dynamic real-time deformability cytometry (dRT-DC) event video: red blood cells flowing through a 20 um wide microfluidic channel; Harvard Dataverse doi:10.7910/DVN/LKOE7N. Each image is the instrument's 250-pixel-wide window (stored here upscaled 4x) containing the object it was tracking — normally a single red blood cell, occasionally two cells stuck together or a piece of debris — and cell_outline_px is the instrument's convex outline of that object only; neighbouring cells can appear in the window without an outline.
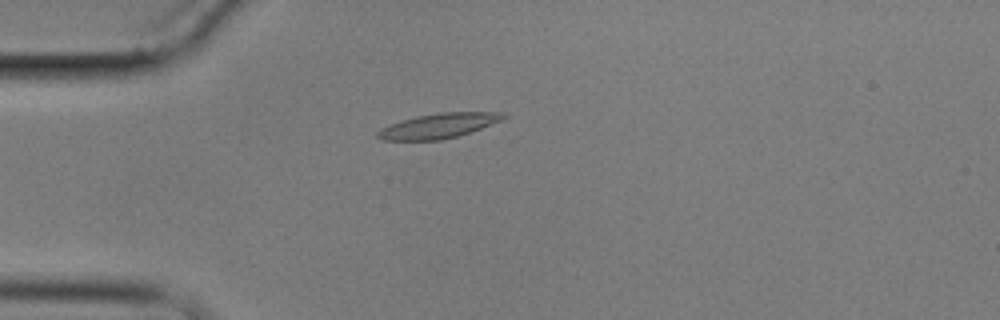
{"species": "common noctule bat (a hibernating species)", "species_latin": "Nyctalus noctula", "temperature_condition": "cold", "stored_images_in_passage": 6, "camera_frame_rate_fps": 3000, "um_per_image_px": 0.085, "animal": {"sex": "male", "body_mass_g": 17.9}, "frame": {"image": 1, "passage_image": 3, "time_ms": 2.333, "image_size_px": [1000, 320], "cell_outline_px": [[508, 116], [500, 120], [480, 128], [456, 136], [440, 140], [380, 140], [376, 136], [376, 132], [380, 128], [416, 116], [440, 112], [504, 112]], "centroid_in_image_um": [37.24, 10.69], "position_along_channel_um": 47.8, "area_um2": 17.92}}
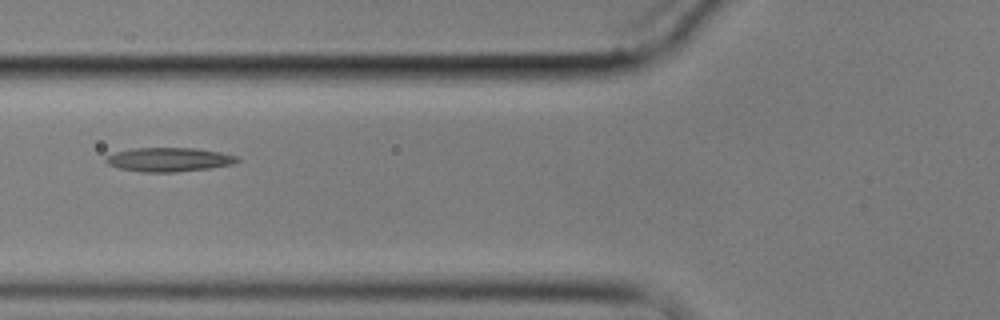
{"frame": {"image": 2, "passage_image": 5, "time_ms": 4.667, "image_size_px": [1000, 320], "cell_outline_px": [[240, 160], [232, 164], [212, 168], [176, 172], [140, 172], [120, 168], [108, 164], [104, 160], [108, 156], [116, 152], [132, 148], [196, 148], [220, 152], [240, 156]], "centroid_in_image_um": [14.41, 13.56], "position_along_channel_um": 111.4, "area_um2": 18.44}}
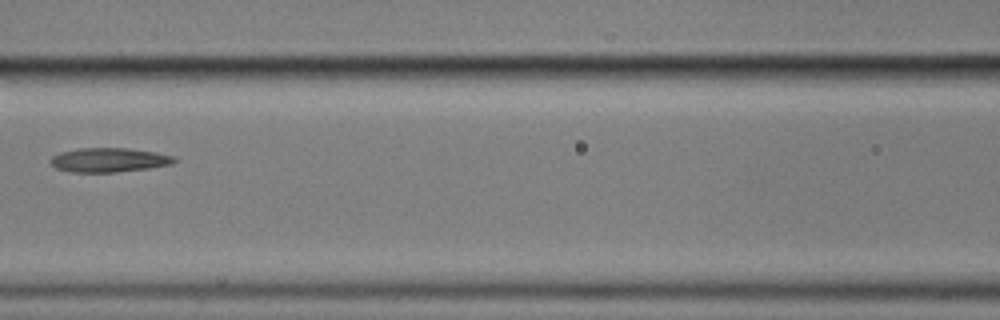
{"frame": {"image": 3, "passage_image": 6, "time_ms": 6.0, "image_size_px": [1000, 320], "cell_outline_px": [[176, 160], [172, 164], [148, 168], [116, 172], [72, 172], [56, 168], [48, 160], [52, 156], [60, 152], [80, 148], [128, 148], [156, 152], [176, 156]], "centroid_in_image_um": [9.27, 13.59], "position_along_channel_um": 157.3, "area_um2": 17.51}}